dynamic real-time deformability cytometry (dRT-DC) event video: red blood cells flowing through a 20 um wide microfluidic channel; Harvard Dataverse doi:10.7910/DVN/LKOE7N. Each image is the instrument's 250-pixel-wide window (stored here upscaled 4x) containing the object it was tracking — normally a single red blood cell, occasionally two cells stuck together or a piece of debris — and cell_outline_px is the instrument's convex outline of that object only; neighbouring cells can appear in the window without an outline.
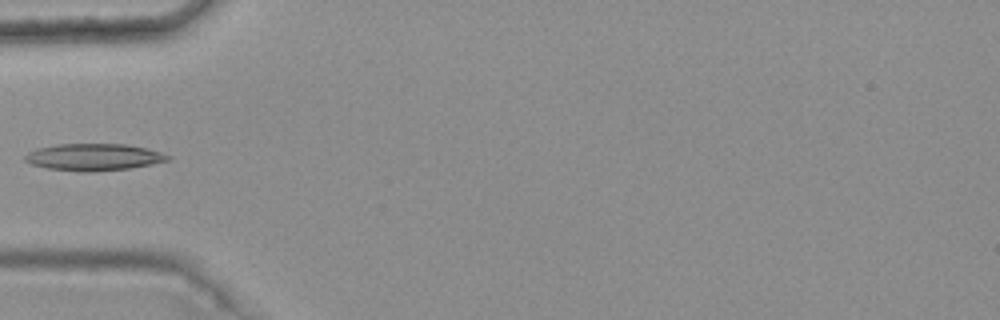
{"species": "common noctule bat (a hibernating species)", "species_latin": "Nyctalus noctula", "temperature_condition": "warm", "stored_images_in_passage": 5, "camera_frame_rate_fps": 3000, "um_per_image_px": 0.085, "animal": {"sex": "female", "body_mass_g": 25.1}, "frame": {"image": 1, "passage_image": 5, "time_ms": 1.333, "image_size_px": [1000, 320], "cell_outline_px": [[172, 156], [168, 160], [152, 164], [128, 168], [92, 172], [80, 172], [48, 168], [32, 164], [24, 160], [24, 156], [28, 152], [36, 148], [56, 144], [128, 144], [148, 148]], "centroid_in_image_um": [7.96, 13.34], "position_along_channel_um": 77.0, "area_um2": 22.48}}